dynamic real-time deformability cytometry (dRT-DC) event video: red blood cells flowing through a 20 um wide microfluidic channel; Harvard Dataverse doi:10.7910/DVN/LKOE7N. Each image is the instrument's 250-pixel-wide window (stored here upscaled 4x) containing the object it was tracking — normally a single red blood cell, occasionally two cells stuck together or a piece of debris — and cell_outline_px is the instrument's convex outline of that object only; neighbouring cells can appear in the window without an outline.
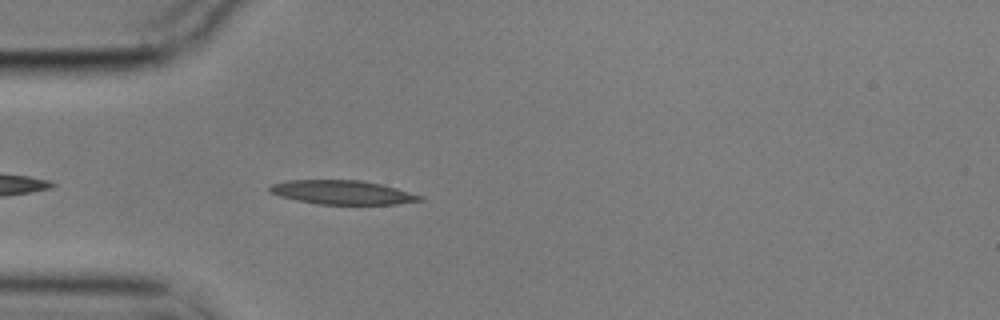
{"species": "common noctule bat (a hibernating species)", "species_latin": "Nyctalus noctula", "temperature_condition": "cold", "stored_images_in_passage": 29, "camera_frame_rate_fps": 3000, "um_per_image_px": 0.085, "animal": {"sex": "male", "body_mass_g": 17.9}, "frame": {"image": 1, "passage_image": 4, "time_ms": 1.0, "image_size_px": [1000, 320], "cell_outline_px": [[424, 200], [396, 204], [316, 204], [296, 200], [280, 196], [268, 192], [268, 188], [272, 184], [284, 180], [360, 180], [380, 184], [396, 188], [424, 196]], "centroid_in_image_um": [29.07, 16.35], "position_along_channel_um": 55.9, "area_um2": 21.04}}
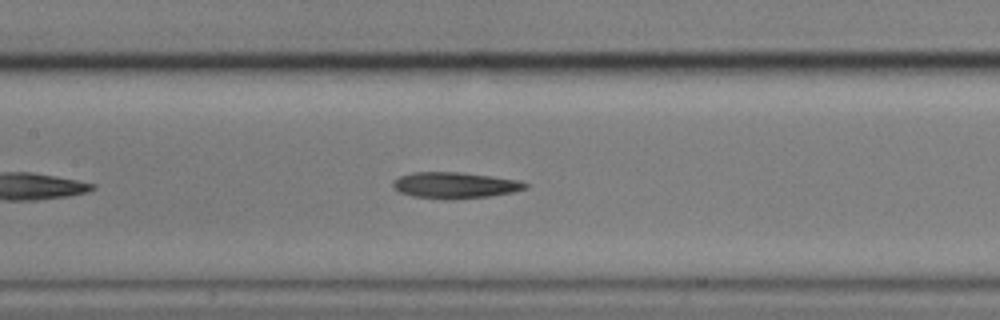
{"frame": {"image": 2, "passage_image": 14, "time_ms": 4.333, "image_size_px": [1000, 320], "cell_outline_px": [[528, 188], [512, 192], [488, 196], [444, 200], [412, 196], [400, 192], [392, 188], [392, 180], [400, 176], [412, 172], [460, 172], [492, 176], [520, 180], [528, 184]], "centroid_in_image_um": [38.64, 15.74], "position_along_channel_um": 168.8, "area_um2": 20.35}}
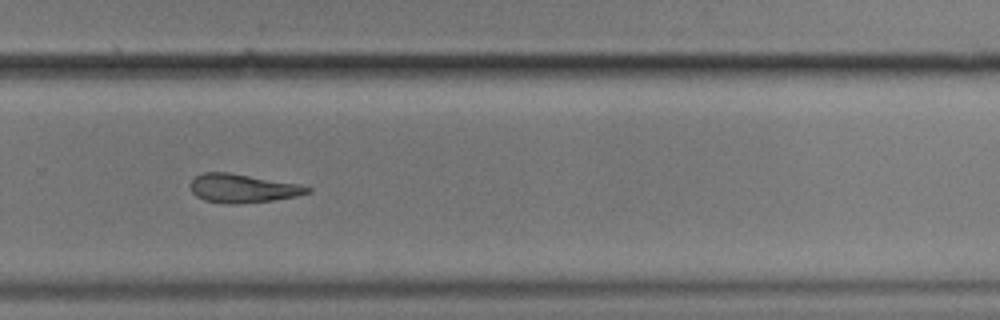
{"frame": {"image": 3, "passage_image": 26, "time_ms": 8.333, "image_size_px": [1000, 320], "cell_outline_px": [[312, 192], [296, 196], [272, 200], [240, 204], [228, 204], [204, 200], [196, 196], [192, 192], [188, 184], [196, 176], [204, 172], [228, 172], [300, 184], [312, 188]], "centroid_in_image_um": [20.62, 16.01], "position_along_channel_um": 309.2, "area_um2": 19.65}}